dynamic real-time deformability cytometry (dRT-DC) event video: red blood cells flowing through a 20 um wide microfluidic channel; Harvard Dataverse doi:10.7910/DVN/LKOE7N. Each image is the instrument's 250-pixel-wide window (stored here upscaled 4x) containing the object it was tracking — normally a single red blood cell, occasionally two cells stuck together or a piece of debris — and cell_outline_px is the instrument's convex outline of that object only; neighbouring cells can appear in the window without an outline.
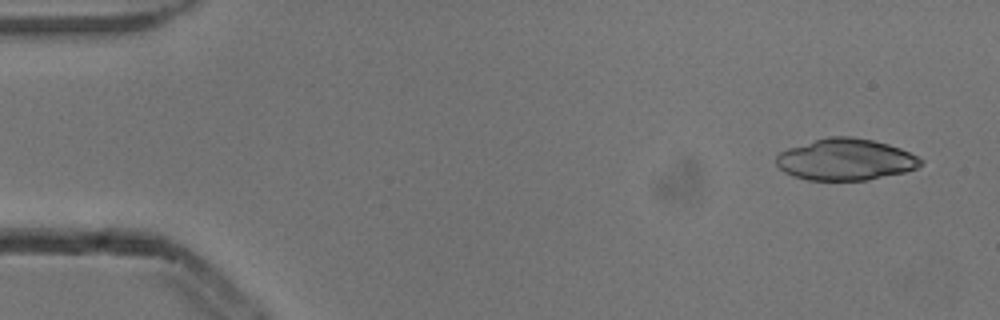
{"species": "common noctule bat (a hibernating species)", "species_latin": "Nyctalus noctula", "temperature_condition": "cold", "stored_images_in_passage": 4, "camera_frame_rate_fps": 3000, "um_per_image_px": 0.085, "animal": {"sex": "male", "body_mass_g": 13.3}, "frame": {"image": 1, "passage_image": 1, "time_ms": 0.0, "image_size_px": [1000, 320], "cell_outline_px": [[924, 160], [916, 168], [904, 172], [868, 180], [808, 180], [792, 176], [784, 172], [776, 164], [776, 156], [780, 152], [788, 148], [828, 136], [852, 136], [872, 140], [888, 144], [900, 148]], "centroid_in_image_um": [71.85, 13.56], "position_along_channel_um": 13.2, "area_um2": 34.91}}